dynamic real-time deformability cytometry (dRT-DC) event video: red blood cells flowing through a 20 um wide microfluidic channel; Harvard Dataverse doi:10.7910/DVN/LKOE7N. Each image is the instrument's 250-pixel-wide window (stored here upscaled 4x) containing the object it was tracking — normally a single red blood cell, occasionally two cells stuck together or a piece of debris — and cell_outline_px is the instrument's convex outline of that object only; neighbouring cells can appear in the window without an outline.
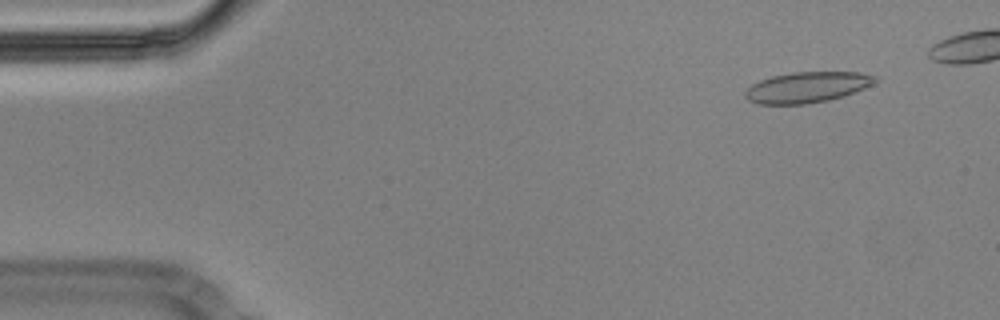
{"species": "Egyptian fruit bat (a non-hibernating species)", "species_latin": "Rousettus aegyptiacus", "temperature_condition": "cold", "stored_images_in_passage": 50, "camera_frame_rate_fps": 3000, "um_per_image_px": 0.085, "animal": {"sex": "male"}, "frame": {"image": 1, "passage_image": 5, "time_ms": 1.333, "image_size_px": [1000, 320], "cell_outline_px": [[880, 80], [864, 88], [844, 96], [828, 100], [804, 104], [756, 104], [748, 100], [744, 96], [744, 92], [752, 84], [760, 80], [772, 76], [792, 72], [860, 72], [876, 76]], "centroid_in_image_um": [68.6, 7.41], "position_along_channel_um": 16.4, "area_um2": 23.35}}
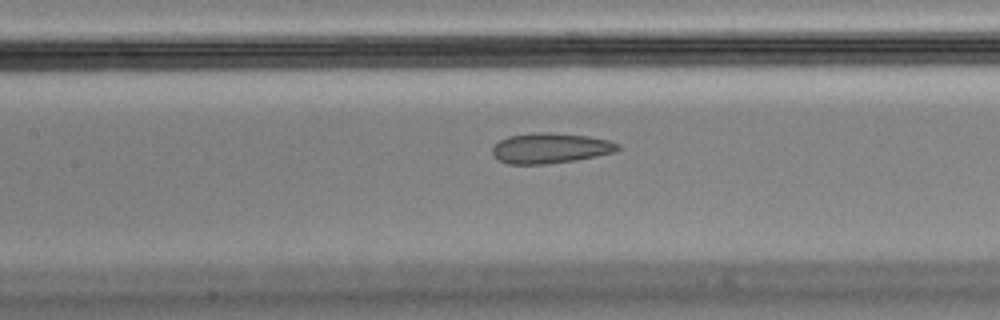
{"frame": {"image": 2, "passage_image": 25, "time_ms": 8.0, "image_size_px": [1000, 320], "cell_outline_px": [[620, 148], [616, 152], [596, 156], [572, 160], [544, 164], [508, 164], [500, 160], [492, 152], [492, 148], [500, 140], [508, 136], [540, 132], [548, 132], [588, 136], [608, 140], [620, 144]], "centroid_in_image_um": [46.8, 12.59], "position_along_channel_um": 160.6, "area_um2": 21.91}}
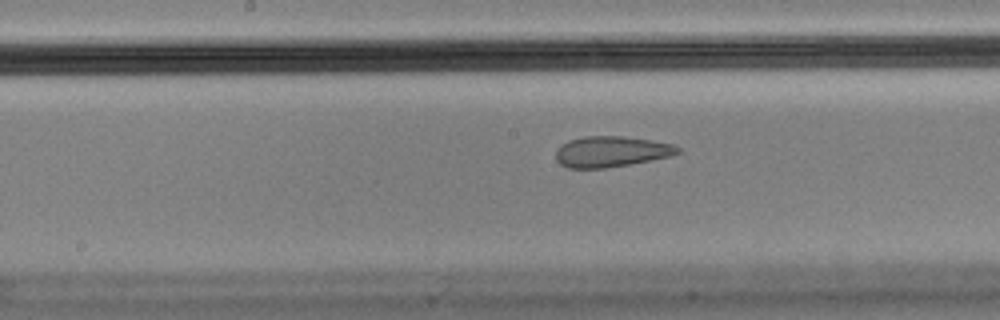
{"frame": {"image": 3, "passage_image": 28, "time_ms": 9.0, "image_size_px": [1000, 320], "cell_outline_px": [[680, 152], [668, 156], [628, 164], [604, 168], [568, 168], [560, 164], [556, 160], [556, 148], [568, 140], [584, 136], [624, 136], [652, 140], [672, 144], [680, 148]], "centroid_in_image_um": [51.9, 12.87], "position_along_channel_um": 196.3, "area_um2": 21.73}, "authors_computed_cell_mechanics": {"area_um2": 23.3512, "velocity_mm_per_s": 3.5632, "shape_relaxation_time_tau1_ms": null, "shape_relaxation_time_tau2_ms": 1.6207, "deformation_change_tau1": null, "deformation_change_tau2": 0.0729}}